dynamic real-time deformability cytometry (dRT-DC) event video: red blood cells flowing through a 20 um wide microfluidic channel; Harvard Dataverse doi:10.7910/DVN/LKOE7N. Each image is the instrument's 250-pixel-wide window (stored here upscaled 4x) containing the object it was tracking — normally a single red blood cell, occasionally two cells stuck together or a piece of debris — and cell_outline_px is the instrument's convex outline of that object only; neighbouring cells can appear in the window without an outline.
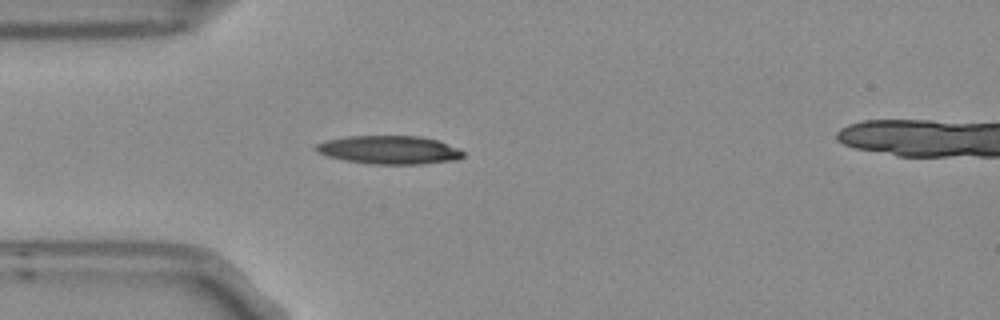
{"species": "Egyptian fruit bat (a non-hibernating species)", "species_latin": "Rousettus aegyptiacus", "temperature_condition": "room temperature", "stored_images_in_passage": 2, "camera_frame_rate_fps": 3000, "um_per_image_px": 0.085, "frame": {"image": 1, "passage_image": 1, "time_ms": 0.0, "image_size_px": [1000, 320], "cell_outline_px": [[464, 156], [460, 160], [420, 164], [372, 164], [344, 160], [328, 156], [316, 152], [316, 144], [328, 140], [348, 136], [420, 136], [436, 140], [460, 148], [464, 152]], "centroid_in_image_um": [33.14, 12.75], "position_along_channel_um": 51.9, "area_um2": 24.39}}